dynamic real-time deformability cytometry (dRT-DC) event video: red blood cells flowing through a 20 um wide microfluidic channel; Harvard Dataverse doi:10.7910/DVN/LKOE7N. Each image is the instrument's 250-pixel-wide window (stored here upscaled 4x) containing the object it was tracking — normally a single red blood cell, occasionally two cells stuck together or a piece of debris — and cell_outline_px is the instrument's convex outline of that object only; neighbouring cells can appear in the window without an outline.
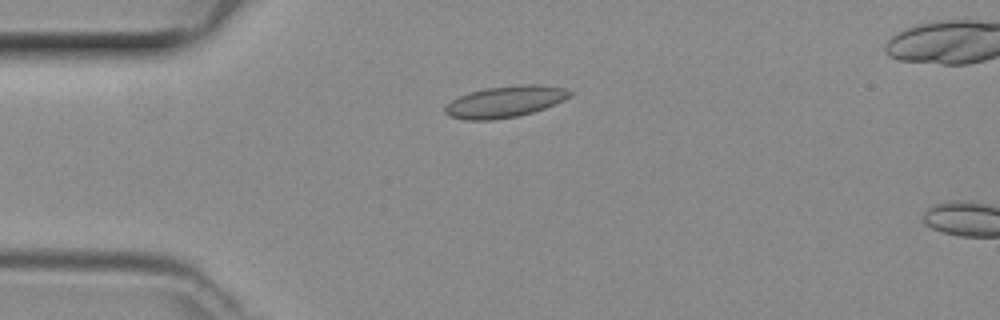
{"species": "common noctule bat (a hibernating species)", "species_latin": "Nyctalus noctula", "temperature_condition": "room temperature", "stored_images_in_passage": 4, "camera_frame_rate_fps": 3000, "um_per_image_px": 0.085, "animal": {"sex": "female", "body_mass_g": 29.2, "forearm_length_mm": 56.3}, "frame": {"image": 1, "passage_image": 1, "time_ms": 0.0, "image_size_px": [1000, 320], "cell_outline_px": [[572, 96], [564, 100], [544, 108], [532, 112], [516, 116], [492, 120], [464, 120], [452, 116], [444, 112], [444, 108], [452, 100], [468, 92], [488, 88], [520, 84], [540, 84], [564, 88], [572, 92]], "centroid_in_image_um": [42.95, 8.63], "position_along_channel_um": 42.1, "area_um2": 22.72}}